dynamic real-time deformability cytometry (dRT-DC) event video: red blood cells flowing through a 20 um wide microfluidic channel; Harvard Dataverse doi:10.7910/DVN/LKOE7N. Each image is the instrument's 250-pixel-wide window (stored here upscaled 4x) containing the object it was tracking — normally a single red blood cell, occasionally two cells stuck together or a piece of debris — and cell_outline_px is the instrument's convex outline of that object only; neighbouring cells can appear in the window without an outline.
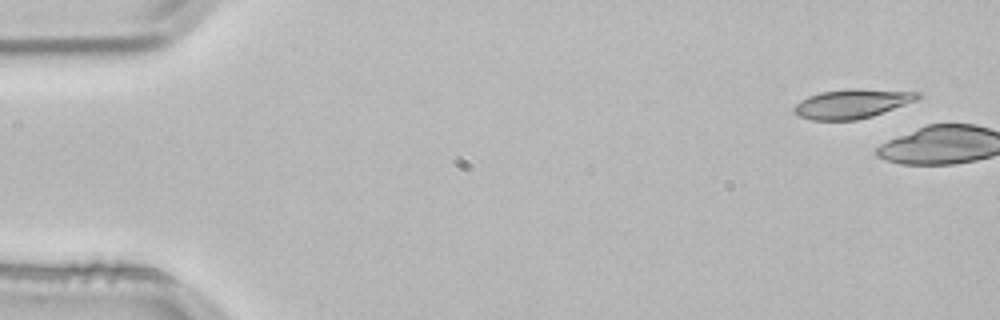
{"species": "common noctule bat (a hibernating species)", "species_latin": "Nyctalus noctula", "temperature_condition": "room temperature", "stored_images_in_passage": 3, "camera_frame_rate_fps": 3000, "um_per_image_px": 0.085, "animal": {"sex": "male", "body_mass_g": 21.5, "forearm_length_mm": 52.0}, "frame": {"image": 1, "passage_image": 1, "time_ms": 0.0, "image_size_px": [1000, 320], "cell_outline_px": [[920, 96], [916, 100], [872, 116], [856, 120], [812, 120], [800, 116], [792, 112], [792, 108], [800, 100], [808, 96], [820, 92], [848, 88], [860, 88], [920, 92]], "centroid_in_image_um": [72.38, 8.8], "position_along_channel_um": 12.6, "area_um2": 21.1}}